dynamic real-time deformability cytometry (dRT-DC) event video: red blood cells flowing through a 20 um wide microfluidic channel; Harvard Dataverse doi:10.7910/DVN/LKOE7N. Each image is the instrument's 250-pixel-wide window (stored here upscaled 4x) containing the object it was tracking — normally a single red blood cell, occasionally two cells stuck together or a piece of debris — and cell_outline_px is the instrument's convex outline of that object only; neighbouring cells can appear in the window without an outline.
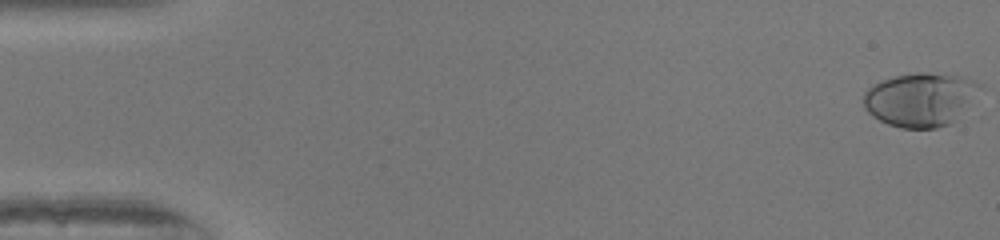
{"species": "human", "species_latin": "Homo sapiens", "temperature_condition": "warm", "stored_images_in_passage": 51, "camera_frame_rate_fps": 3000, "um_per_image_px": 0.085, "donor": {"sex": "female"}, "frame": {"image": 1, "passage_image": 1, "time_ms": 0.0, "image_size_px": [1000, 240], "cell_outline_px": [[984, 88], [956, 120], [952, 124], [936, 128], [900, 128], [888, 124], [872, 116], [864, 108], [864, 92], [872, 84], [880, 80], [896, 76], [916, 72], [928, 72], [960, 76], [972, 80], [980, 84]], "centroid_in_image_um": [78.25, 8.45], "position_along_channel_um": 6.7, "area_um2": 36.82}}
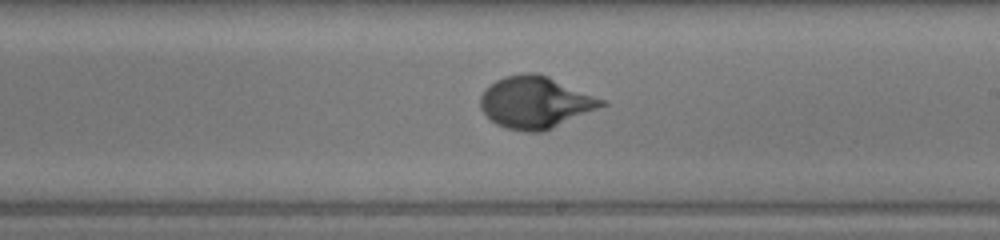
{"frame": {"image": 2, "passage_image": 30, "time_ms": 9.667, "image_size_px": [1000, 240], "cell_outline_px": [[608, 104], [544, 132], [524, 132], [508, 128], [496, 124], [480, 108], [480, 96], [496, 80], [504, 76], [520, 72], [536, 72], [548, 76], [608, 100]], "centroid_in_image_um": [45.55, 8.69], "position_along_channel_um": 243.4, "area_um2": 36.88}}
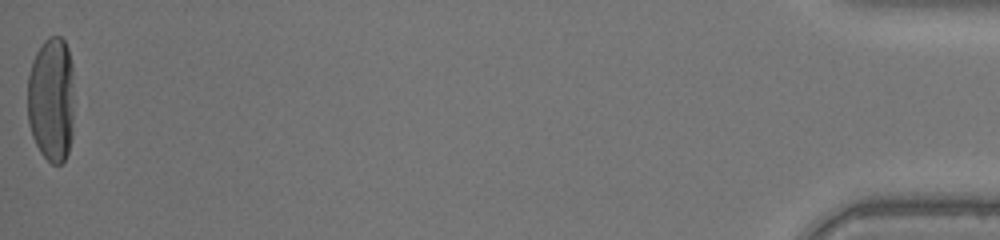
{"frame": {"image": 3, "passage_image": 51, "time_ms": 16.667, "image_size_px": [1000, 240], "cell_outline_px": [[72, 136], [68, 152], [64, 160], [60, 164], [52, 164], [40, 152], [32, 136], [28, 124], [28, 76], [32, 60], [36, 52], [44, 40], [48, 36], [60, 36], [64, 40], [68, 48], [72, 64]], "centroid_in_image_um": [4.35, 8.43], "position_along_channel_um": 430.8, "area_um2": 34.16}, "authors_computed_cell_mechanics": {"area_um2": 34.6222, "velocity_mm_per_s": 4.1376, "shape_relaxation_time_tau1_ms": 4.0116, "shape_relaxation_time_tau2_ms": null, "deformation_change_tau1": 0.2236, "deformation_change_tau2": null}}